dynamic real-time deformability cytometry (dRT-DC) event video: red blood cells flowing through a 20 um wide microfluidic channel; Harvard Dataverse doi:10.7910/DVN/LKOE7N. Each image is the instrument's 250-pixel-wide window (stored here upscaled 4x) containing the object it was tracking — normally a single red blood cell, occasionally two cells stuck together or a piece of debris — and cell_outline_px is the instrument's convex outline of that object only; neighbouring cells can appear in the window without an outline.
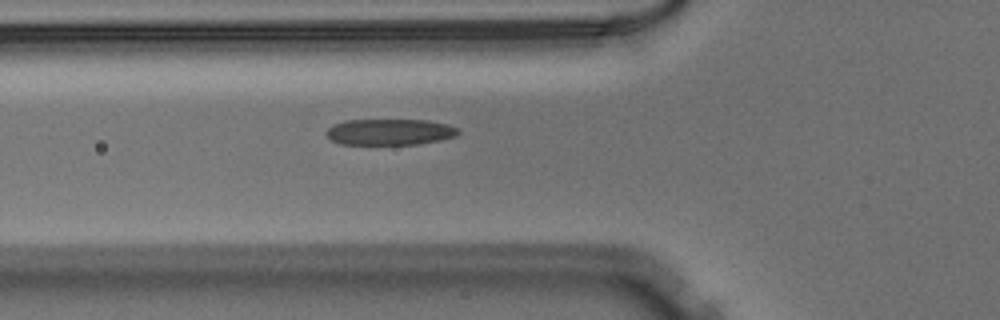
{"species": "Egyptian fruit bat (a non-hibernating species)", "species_latin": "Rousettus aegyptiacus", "temperature_condition": "warm", "stored_images_in_passage": 30, "camera_frame_rate_fps": 3000, "um_per_image_px": 0.085, "animal": {"sex": "male"}, "frame": {"image": 1, "passage_image": 4, "time_ms": 1.0, "image_size_px": [1000, 320], "cell_outline_px": [[460, 132], [456, 136], [440, 140], [416, 144], [340, 144], [332, 140], [324, 132], [332, 124], [344, 120], [428, 120], [448, 124], [456, 128]], "centroid_in_image_um": [33.11, 11.21], "position_along_channel_um": 92.7, "area_um2": 20.11}}
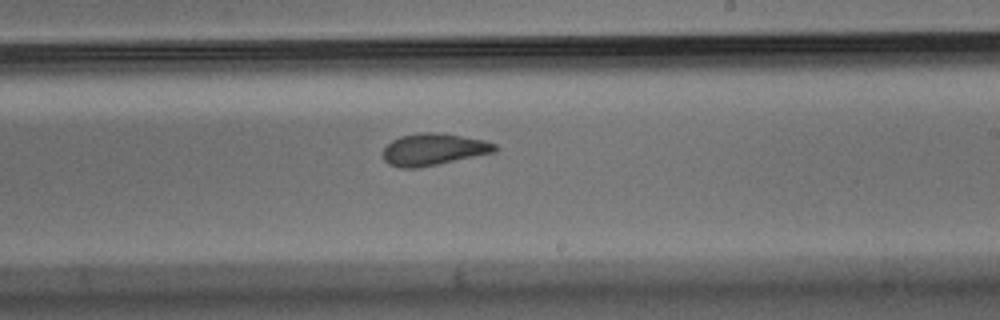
{"frame": {"image": 2, "passage_image": 16, "time_ms": 5.0, "image_size_px": [1000, 320], "cell_outline_px": [[496, 152], [420, 168], [400, 168], [388, 164], [384, 160], [384, 148], [392, 140], [400, 136], [420, 132], [436, 132], [484, 140], [496, 144]], "centroid_in_image_um": [36.84, 12.71], "position_along_channel_um": 252.2, "area_um2": 20.81}}
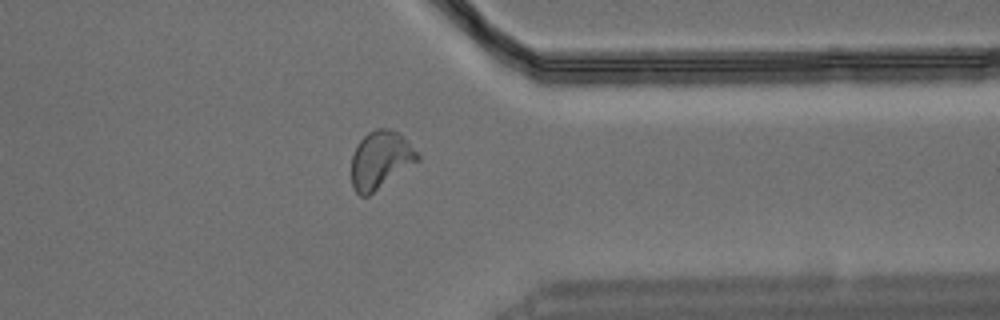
{"frame": {"image": 3, "passage_image": 26, "time_ms": 8.333, "image_size_px": [1000, 320], "cell_outline_px": [[420, 160], [368, 196], [360, 196], [356, 192], [352, 184], [352, 156], [356, 144], [368, 132], [376, 128], [392, 128], [400, 132], [420, 156]], "centroid_in_image_um": [32.34, 13.56], "position_along_channel_um": 379.1, "area_um2": 22.31}}